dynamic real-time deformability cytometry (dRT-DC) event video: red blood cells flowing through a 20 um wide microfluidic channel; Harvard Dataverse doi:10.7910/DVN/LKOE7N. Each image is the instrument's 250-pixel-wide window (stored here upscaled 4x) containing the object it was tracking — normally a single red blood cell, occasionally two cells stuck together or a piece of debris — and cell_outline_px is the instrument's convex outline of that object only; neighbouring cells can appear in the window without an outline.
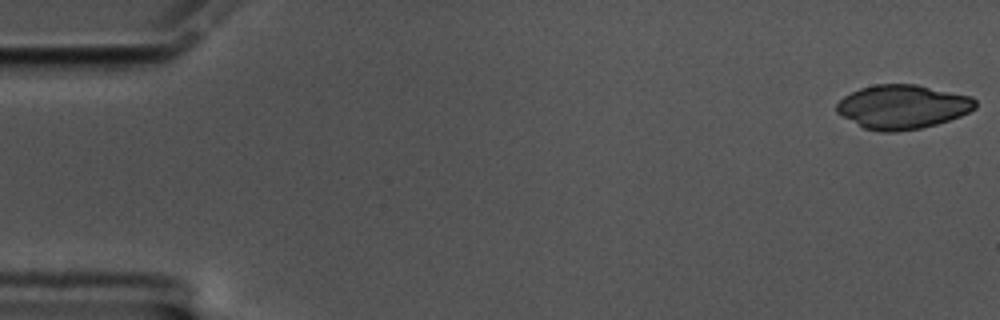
{"species": "common noctule bat (a hibernating species)", "species_latin": "Nyctalus noctula", "temperature_condition": "cold", "stored_images_in_passage": 11, "camera_frame_rate_fps": 3000, "um_per_image_px": 0.085, "animal": {"sex": "male", "body_mass_g": 17.5, "forearm_length_mm": 52.3}, "frame": {"image": 1, "passage_image": 1, "time_ms": 0.0, "image_size_px": [1000, 320], "cell_outline_px": [[976, 108], [960, 116], [936, 124], [920, 128], [896, 132], [880, 132], [864, 128], [836, 112], [836, 104], [844, 96], [860, 88], [876, 84], [916, 84], [972, 96], [976, 100]], "centroid_in_image_um": [76.72, 9.07], "position_along_channel_um": 8.3, "area_um2": 35.55}}